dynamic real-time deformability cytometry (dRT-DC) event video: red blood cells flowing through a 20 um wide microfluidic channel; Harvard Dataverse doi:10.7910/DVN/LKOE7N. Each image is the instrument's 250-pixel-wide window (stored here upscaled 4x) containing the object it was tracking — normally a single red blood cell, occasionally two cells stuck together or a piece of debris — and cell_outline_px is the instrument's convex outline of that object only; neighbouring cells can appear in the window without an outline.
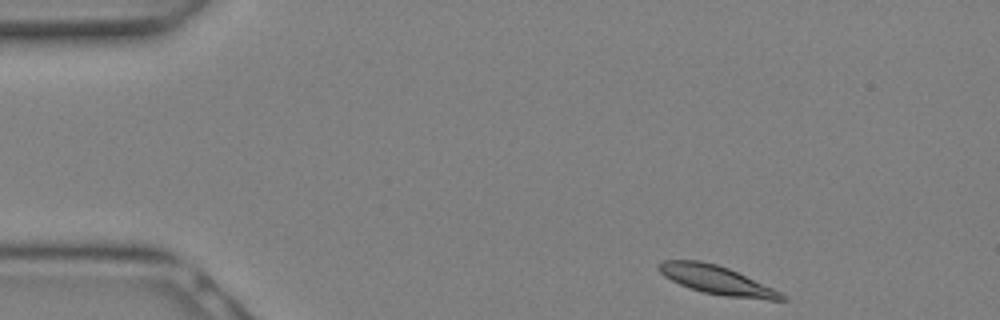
{"species": "Egyptian fruit bat (a non-hibernating species)", "species_latin": "Rousettus aegyptiacus", "temperature_condition": "warm", "stored_images_in_passage": 11, "camera_frame_rate_fps": 3000, "um_per_image_px": 0.085, "animal": {"sex": "female"}, "frame": {"image": 1, "passage_image": 1, "time_ms": 0.0, "image_size_px": [1000, 320], "cell_outline_px": [[788, 300], [768, 300], [724, 296], [704, 292], [680, 284], [664, 276], [656, 268], [664, 260], [700, 260], [716, 264], [728, 268], [772, 288], [788, 296]], "centroid_in_image_um": [60.94, 23.81], "position_along_channel_um": 24.1, "area_um2": 20.23}}
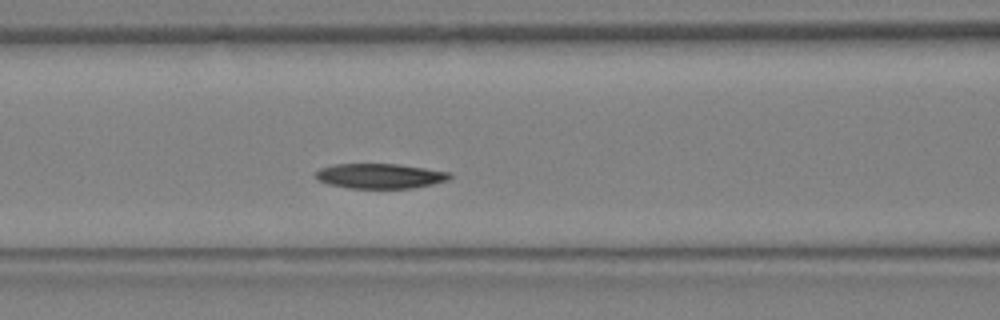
{"frame": {"image": 2, "passage_image": 9, "time_ms": 2.667, "image_size_px": [1000, 320], "cell_outline_px": [[452, 176], [448, 180], [432, 184], [412, 188], [348, 188], [328, 184], [320, 180], [316, 176], [316, 172], [320, 168], [332, 164], [396, 164], [452, 172]], "centroid_in_image_um": [32.32, 14.96], "position_along_channel_um": 134.3, "area_um2": 19.42}}
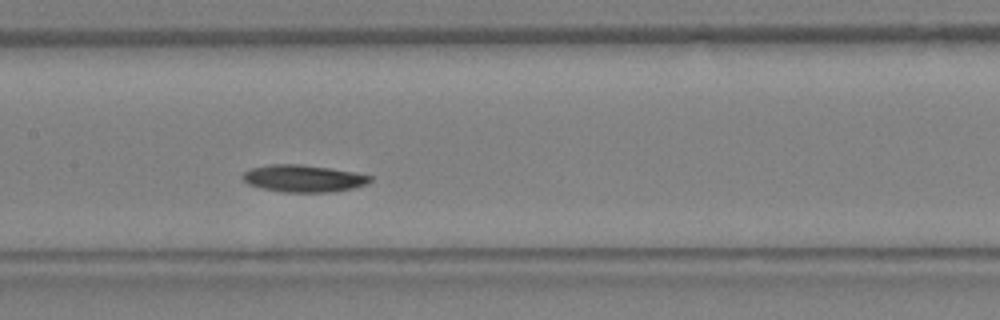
{"frame": {"image": 3, "passage_image": 11, "time_ms": 3.333, "image_size_px": [1000, 320], "cell_outline_px": [[372, 180], [368, 184], [352, 188], [328, 192], [284, 192], [260, 188], [248, 184], [240, 176], [244, 172], [252, 168], [272, 164], [300, 164], [328, 168], [352, 172], [372, 176]], "centroid_in_image_um": [25.77, 15.17], "position_along_channel_um": 181.6, "area_um2": 20.0}}